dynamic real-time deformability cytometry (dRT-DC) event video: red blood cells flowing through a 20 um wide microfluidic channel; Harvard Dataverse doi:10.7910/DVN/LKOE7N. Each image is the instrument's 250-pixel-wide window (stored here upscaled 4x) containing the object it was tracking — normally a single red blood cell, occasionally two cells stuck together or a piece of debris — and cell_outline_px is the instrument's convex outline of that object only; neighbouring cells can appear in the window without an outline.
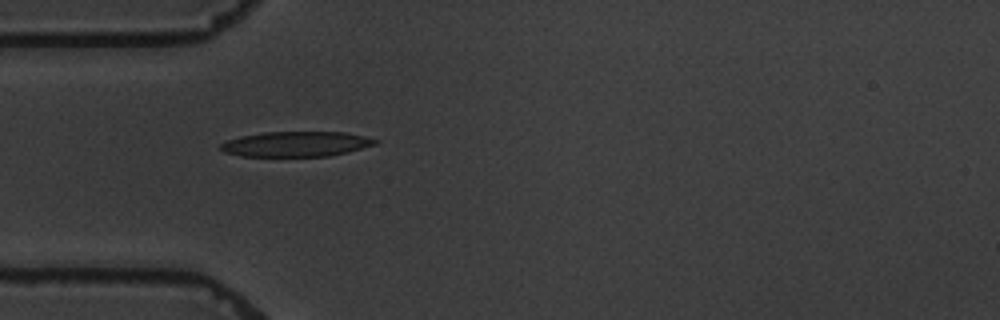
{"species": "common noctule bat (a hibernating species)", "species_latin": "Nyctalus noctula", "temperature_condition": "warm", "stored_images_in_passage": 2, "camera_frame_rate_fps": 3000, "um_per_image_px": 0.085, "animal": {"sex": "male", "body_mass_g": 19.5, "forearm_length_mm": 54.6}, "frame": {"image": 1, "passage_image": 1, "time_ms": 0.0, "image_size_px": [1000, 320], "cell_outline_px": [[380, 140], [376, 144], [348, 152], [328, 156], [240, 156], [224, 152], [220, 148], [220, 144], [224, 140], [240, 136], [264, 132], [344, 132], [364, 136]], "centroid_in_image_um": [25.14, 12.24], "position_along_channel_um": 59.9, "area_um2": 22.72}}
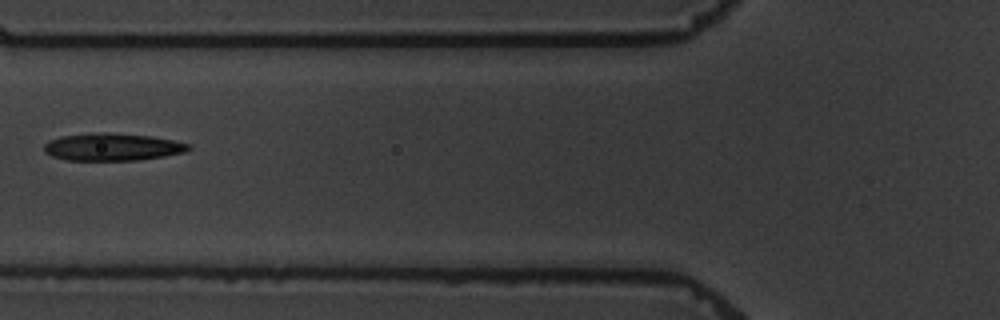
{"frame": {"image": 2, "passage_image": 2, "time_ms": 1.667, "image_size_px": [1000, 320], "cell_outline_px": [[192, 148], [184, 152], [164, 156], [136, 160], [64, 160], [52, 156], [44, 152], [44, 144], [48, 140], [60, 136], [92, 132], [108, 132], [152, 136], [172, 140], [188, 144]], "centroid_in_image_um": [9.49, 12.48], "position_along_channel_um": 116.3, "area_um2": 23.24}}